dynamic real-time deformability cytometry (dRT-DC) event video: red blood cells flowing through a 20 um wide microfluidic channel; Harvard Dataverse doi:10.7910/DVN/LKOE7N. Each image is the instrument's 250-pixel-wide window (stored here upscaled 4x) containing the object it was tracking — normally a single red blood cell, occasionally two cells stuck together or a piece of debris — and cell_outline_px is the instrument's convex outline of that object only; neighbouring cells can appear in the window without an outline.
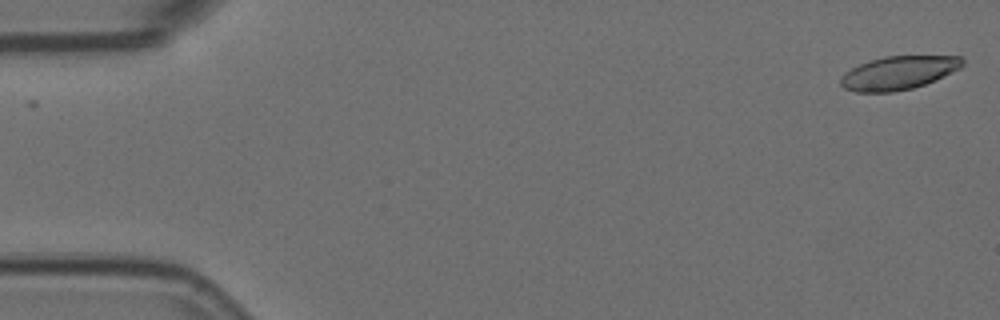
{"species": "Egyptian fruit bat (a non-hibernating species)", "species_latin": "Rousettus aegyptiacus", "temperature_condition": "room temperature", "stored_images_in_passage": 7, "camera_frame_rate_fps": 3000, "um_per_image_px": 0.085, "animal": {"sex": "female"}, "frame": {"image": 1, "passage_image": 1, "time_ms": 0.0, "image_size_px": [1000, 320], "cell_outline_px": [[964, 64], [960, 68], [944, 76], [924, 84], [912, 88], [892, 92], [856, 92], [844, 88], [840, 84], [840, 76], [844, 72], [860, 64], [884, 56], [960, 56], [964, 60]], "centroid_in_image_um": [76.36, 6.19], "position_along_channel_um": 8.6, "area_um2": 23.64}}
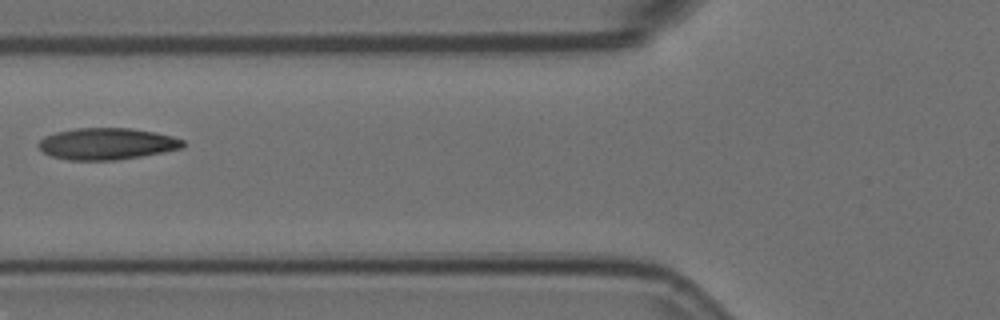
{"frame": {"image": 2, "passage_image": 6, "time_ms": 1.667, "image_size_px": [1000, 320], "cell_outline_px": [[184, 148], [164, 152], [116, 160], [68, 160], [52, 156], [44, 152], [36, 144], [44, 136], [56, 132], [76, 128], [132, 128], [156, 132], [172, 136], [184, 140]], "centroid_in_image_um": [9.1, 12.22], "position_along_channel_um": 116.7, "area_um2": 26.7}}
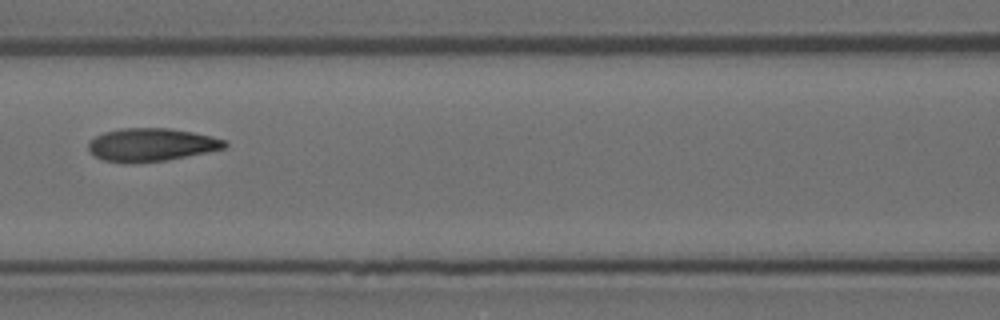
{"frame": {"image": 3, "passage_image": 7, "time_ms": 2.0, "image_size_px": [1000, 320], "cell_outline_px": [[228, 144], [224, 148], [164, 160], [104, 160], [96, 156], [88, 148], [88, 144], [96, 136], [104, 132], [120, 128], [168, 128], [192, 132], [212, 136], [224, 140]], "centroid_in_image_um": [12.89, 12.25], "position_along_channel_um": 153.7, "area_um2": 25.03}}